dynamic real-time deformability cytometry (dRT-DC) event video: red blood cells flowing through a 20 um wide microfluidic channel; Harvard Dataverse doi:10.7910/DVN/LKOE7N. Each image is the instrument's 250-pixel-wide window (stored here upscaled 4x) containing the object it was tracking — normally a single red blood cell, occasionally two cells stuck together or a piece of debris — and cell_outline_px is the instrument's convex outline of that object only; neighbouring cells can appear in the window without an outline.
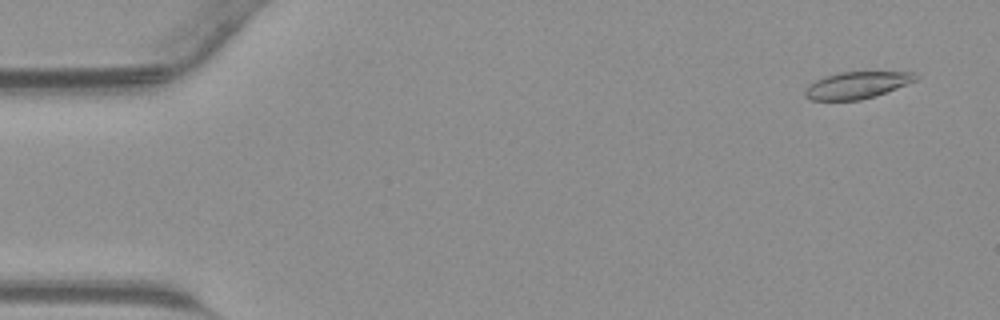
{"species": "common noctule bat (a hibernating species)", "species_latin": "Nyctalus noctula", "temperature_condition": "warm", "stored_images_in_passage": 14, "camera_frame_rate_fps": 3000, "um_per_image_px": 0.085, "animal": {"sex": "male", "body_mass_g": 23.1, "forearm_length_mm": 52.7}, "frame": {"image": 1, "passage_image": 3, "time_ms": 0.667, "image_size_px": [1000, 320], "cell_outline_px": [[916, 80], [908, 84], [876, 96], [860, 100], [812, 100], [804, 96], [804, 88], [816, 80], [824, 76], [840, 72], [916, 72]], "centroid_in_image_um": [72.82, 7.24], "position_along_channel_um": 12.2, "area_um2": 17.34}}
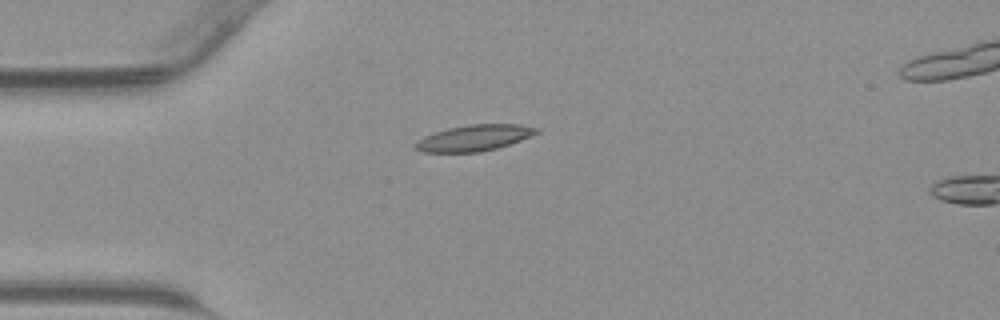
{"frame": {"image": 2, "passage_image": 12, "time_ms": 3.667, "image_size_px": [1000, 320], "cell_outline_px": [[540, 132], [532, 136], [496, 148], [480, 152], [424, 152], [412, 148], [412, 144], [416, 140], [424, 136], [448, 128], [468, 124], [520, 124], [540, 128]], "centroid_in_image_um": [40.29, 11.72], "position_along_channel_um": 44.7, "area_um2": 18.55}}